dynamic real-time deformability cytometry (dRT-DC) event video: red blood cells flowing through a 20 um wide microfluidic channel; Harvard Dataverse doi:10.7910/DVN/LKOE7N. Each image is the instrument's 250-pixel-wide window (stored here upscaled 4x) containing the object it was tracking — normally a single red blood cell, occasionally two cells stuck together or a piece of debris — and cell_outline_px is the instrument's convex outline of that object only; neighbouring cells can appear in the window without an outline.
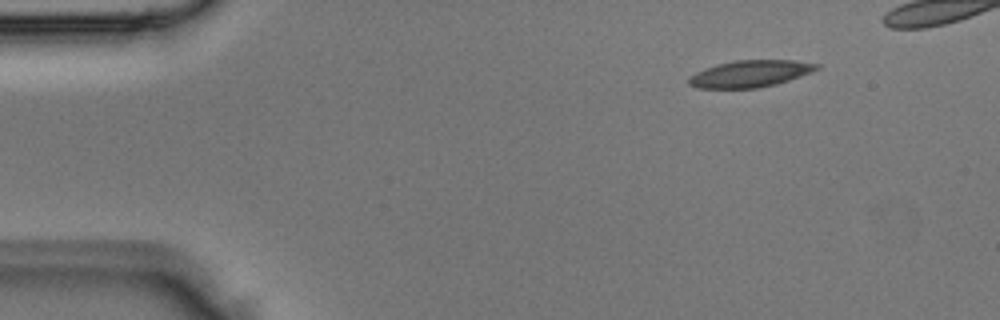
{"species": "Egyptian fruit bat (a non-hibernating species)", "species_latin": "Rousettus aegyptiacus", "temperature_condition": "room temperature", "stored_images_in_passage": 4, "camera_frame_rate_fps": 3000, "um_per_image_px": 0.085, "animal": {"sex": "male"}, "frame": {"image": 1, "passage_image": 4, "time_ms": 1.0, "image_size_px": [1000, 320], "cell_outline_px": [[820, 68], [812, 72], [776, 84], [756, 88], [700, 88], [688, 84], [688, 76], [704, 68], [716, 64], [736, 60], [792, 60], [820, 64]], "centroid_in_image_um": [63.75, 6.26], "position_along_channel_um": 21.3, "area_um2": 20.0}}